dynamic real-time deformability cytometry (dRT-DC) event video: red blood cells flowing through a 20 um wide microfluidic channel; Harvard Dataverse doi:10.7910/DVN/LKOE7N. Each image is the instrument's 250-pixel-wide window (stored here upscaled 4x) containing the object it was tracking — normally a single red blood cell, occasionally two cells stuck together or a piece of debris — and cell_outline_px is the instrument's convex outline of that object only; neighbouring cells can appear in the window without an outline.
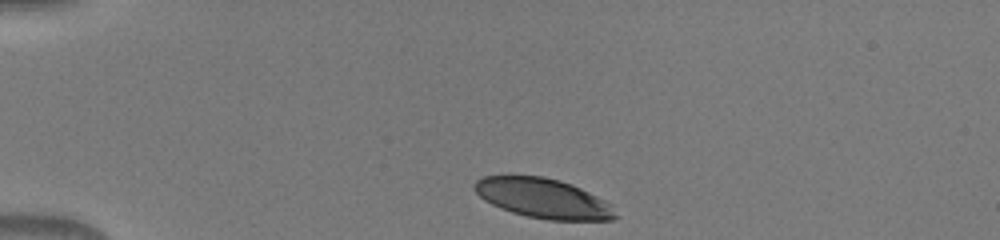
{"species": "human", "species_latin": "Homo sapiens", "temperature_condition": "warm", "stored_images_in_passage": 39, "camera_frame_rate_fps": 3000, "um_per_image_px": 0.085, "donor": {"sex": "male"}, "frame": {"image": 1, "passage_image": 1, "time_ms": 0.0, "image_size_px": [1000, 240], "cell_outline_px": [[616, 216], [612, 220], [548, 220], [528, 216], [512, 212], [500, 208], [484, 200], [472, 188], [472, 184], [476, 180], [484, 176], [544, 176], [560, 180], [572, 184], [612, 204]], "centroid_in_image_um": [46.15, 16.85], "position_along_channel_um": 38.9, "area_um2": 32.54}}
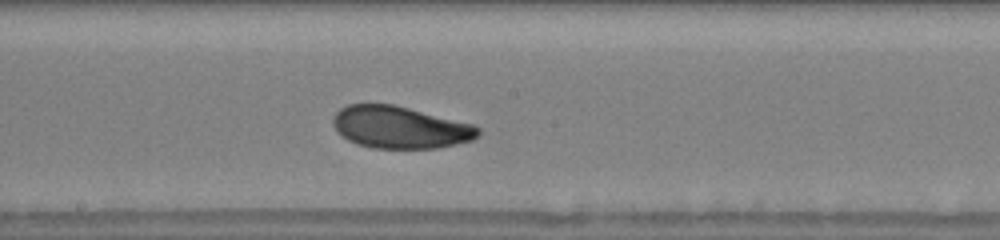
{"frame": {"image": 2, "passage_image": 18, "time_ms": 5.667, "image_size_px": [1000, 240], "cell_outline_px": [[480, 132], [472, 140], [436, 148], [372, 148], [356, 144], [348, 140], [336, 132], [332, 124], [332, 120], [336, 112], [340, 108], [348, 104], [392, 104], [472, 124], [480, 128]], "centroid_in_image_um": [33.94, 10.83], "position_along_channel_um": 214.3, "area_um2": 35.43}}
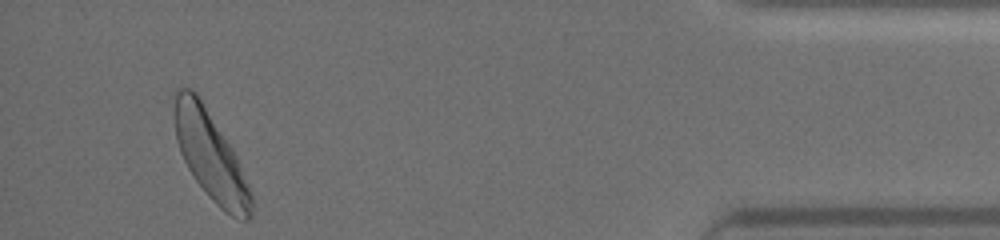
{"frame": {"image": 3, "passage_image": 37, "time_ms": 12.0, "image_size_px": [1000, 240], "cell_outline_px": [[252, 216], [248, 220], [244, 220], [232, 216], [224, 212], [208, 196], [196, 180], [188, 168], [180, 152], [176, 140], [176, 92], [180, 84], [196, 92], [232, 148], [236, 156], [252, 196]], "centroid_in_image_um": [17.9, 13.27], "position_along_channel_um": 417.3, "area_um2": 38.67}}